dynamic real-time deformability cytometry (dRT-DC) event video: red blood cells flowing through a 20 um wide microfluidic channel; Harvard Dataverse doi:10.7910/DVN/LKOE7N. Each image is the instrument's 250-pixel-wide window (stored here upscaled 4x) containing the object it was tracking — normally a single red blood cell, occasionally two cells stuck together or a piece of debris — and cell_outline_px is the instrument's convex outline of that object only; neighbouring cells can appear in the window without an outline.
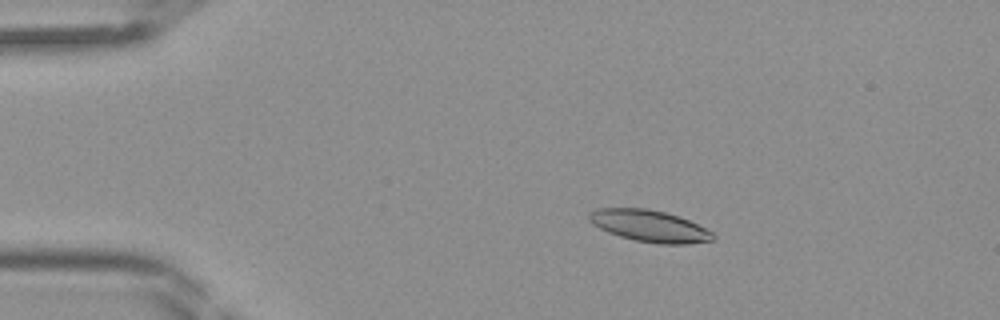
{"species": "Egyptian fruit bat (a non-hibernating species)", "species_latin": "Rousettus aegyptiacus", "temperature_condition": "room temperature", "stored_images_in_passage": 45, "camera_frame_rate_fps": 3000, "um_per_image_px": 0.085, "frame": {"image": 1, "passage_image": 9, "time_ms": 2.667, "image_size_px": [1000, 320], "cell_outline_px": [[716, 240], [688, 244], [656, 244], [636, 240], [620, 236], [608, 232], [592, 224], [588, 220], [588, 212], [596, 208], [648, 208], [664, 212], [688, 220], [712, 232], [716, 236]], "centroid_in_image_um": [55.19, 19.21], "position_along_channel_um": 29.8, "area_um2": 22.95}}
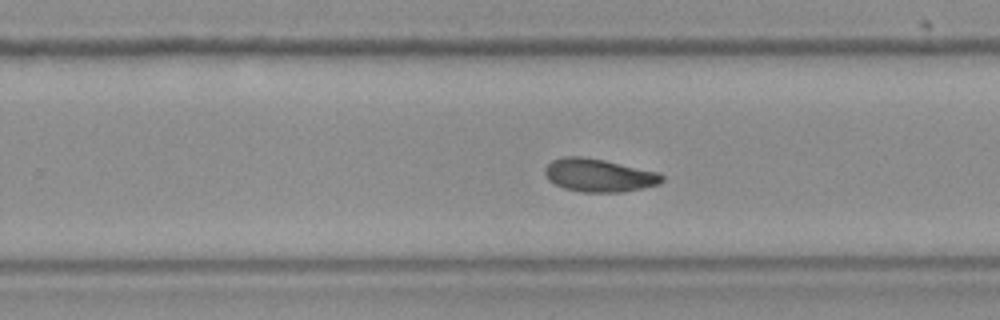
{"frame": {"image": 2, "passage_image": 29, "time_ms": 9.333, "image_size_px": [1000, 320], "cell_outline_px": [[664, 180], [660, 184], [624, 192], [580, 192], [564, 188], [548, 180], [544, 172], [544, 168], [552, 160], [564, 156], [584, 156], [604, 160], [660, 172], [664, 176]], "centroid_in_image_um": [50.92, 14.89], "position_along_channel_um": 278.9, "area_um2": 22.77}}
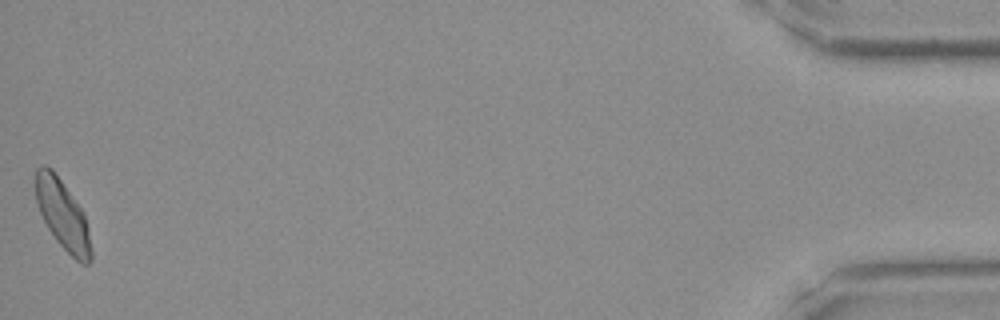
{"frame": {"image": 3, "passage_image": 45, "time_ms": 14.667, "image_size_px": [1000, 320], "cell_outline_px": [[92, 260], [88, 264], [80, 264], [56, 240], [48, 228], [40, 212], [36, 200], [36, 168], [40, 164], [44, 164], [52, 168], [84, 212], [88, 228], [92, 252]], "centroid_in_image_um": [5.34, 18.25], "position_along_channel_um": 429.9, "area_um2": 22.37}}